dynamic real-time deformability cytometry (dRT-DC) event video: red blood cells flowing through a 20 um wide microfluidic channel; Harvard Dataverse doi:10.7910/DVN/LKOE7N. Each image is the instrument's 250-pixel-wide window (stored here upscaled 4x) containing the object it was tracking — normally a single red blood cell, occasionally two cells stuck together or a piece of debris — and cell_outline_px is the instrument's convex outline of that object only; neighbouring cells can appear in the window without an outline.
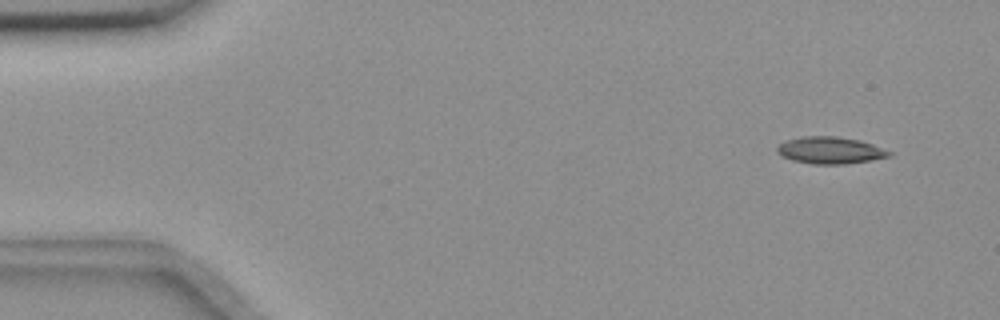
{"species": "common noctule bat (a hibernating species)", "species_latin": "Nyctalus noctula", "temperature_condition": "room temperature", "stored_images_in_passage": 55, "camera_frame_rate_fps": 3000, "um_per_image_px": 0.085, "animal": {"sex": "female", "body_mass_g": 18.4}, "frame": {"image": 1, "passage_image": 4, "time_ms": 1.0, "image_size_px": [1000, 320], "cell_outline_px": [[892, 156], [872, 160], [844, 164], [812, 164], [792, 160], [780, 156], [776, 152], [776, 148], [784, 140], [804, 136], [836, 136], [860, 140], [872, 144], [892, 152]], "centroid_in_image_um": [70.54, 12.77], "position_along_channel_um": 14.5, "area_um2": 17.74}}
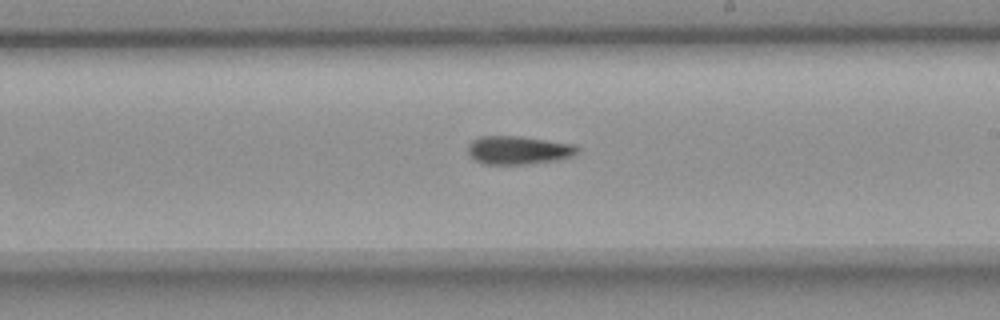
{"frame": {"image": 2, "passage_image": 32, "time_ms": 10.333, "image_size_px": [1000, 320], "cell_outline_px": [[580, 148], [572, 156], [556, 160], [528, 164], [484, 164], [476, 160], [468, 152], [468, 144], [472, 140], [480, 136], [520, 136], [576, 144]], "centroid_in_image_um": [44.08, 12.75], "position_along_channel_um": 244.9, "area_um2": 18.09}}
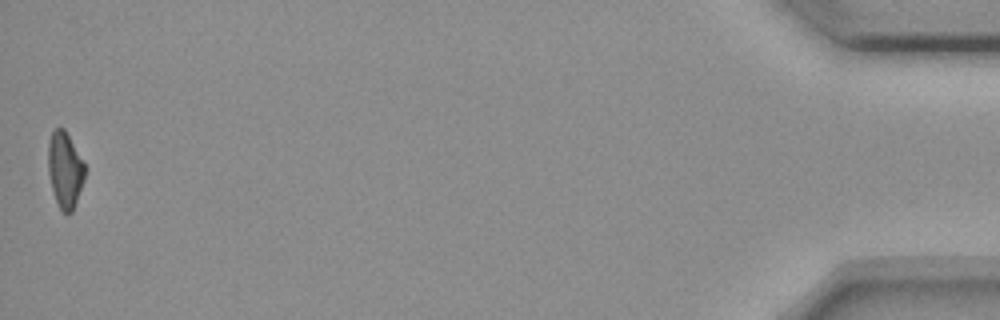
{"frame": {"image": 3, "passage_image": 55, "time_ms": 18.0, "image_size_px": [1000, 320], "cell_outline_px": [[84, 180], [72, 212], [64, 212], [60, 208], [56, 200], [52, 188], [48, 172], [48, 140], [52, 132], [56, 128], [64, 128], [84, 160]], "centroid_in_image_um": [5.52, 14.39], "position_along_channel_um": 429.7, "area_um2": 16.13}}